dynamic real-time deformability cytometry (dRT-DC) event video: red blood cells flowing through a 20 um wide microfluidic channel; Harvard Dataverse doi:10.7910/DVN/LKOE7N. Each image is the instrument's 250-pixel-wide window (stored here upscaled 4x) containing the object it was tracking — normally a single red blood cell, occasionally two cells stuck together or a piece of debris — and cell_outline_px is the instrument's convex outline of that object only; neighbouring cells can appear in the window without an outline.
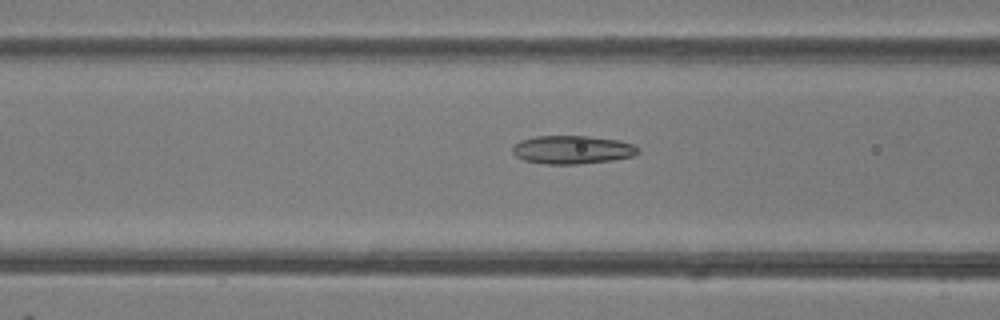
{"species": "common noctule bat (a hibernating species)", "species_latin": "Nyctalus noctula", "temperature_condition": "room temperature", "stored_images_in_passage": 39, "camera_frame_rate_fps": 3000, "um_per_image_px": 0.085, "animal": {"sex": "female"}, "frame": {"image": 1, "passage_image": 10, "time_ms": 3.0, "image_size_px": [1000, 320], "cell_outline_px": [[640, 152], [632, 156], [612, 160], [580, 164], [544, 164], [524, 160], [516, 156], [512, 152], [512, 148], [520, 140], [536, 136], [588, 136], [620, 140], [632, 144]], "centroid_in_image_um": [48.63, 12.72], "position_along_channel_um": 118.0, "area_um2": 20.69}}
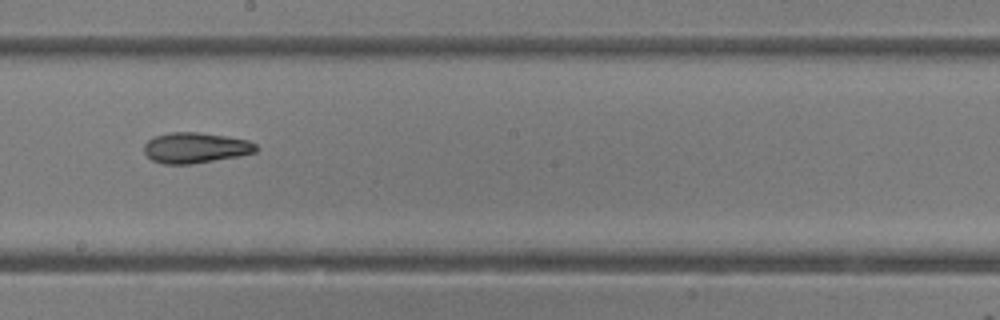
{"frame": {"image": 2, "passage_image": 18, "time_ms": 5.667, "image_size_px": [1000, 320], "cell_outline_px": [[256, 152], [240, 156], [192, 164], [164, 164], [152, 160], [144, 152], [144, 144], [148, 140], [156, 136], [172, 132], [196, 132], [224, 136], [248, 140], [256, 144]], "centroid_in_image_um": [16.61, 12.57], "position_along_channel_um": 231.6, "area_um2": 19.83}}
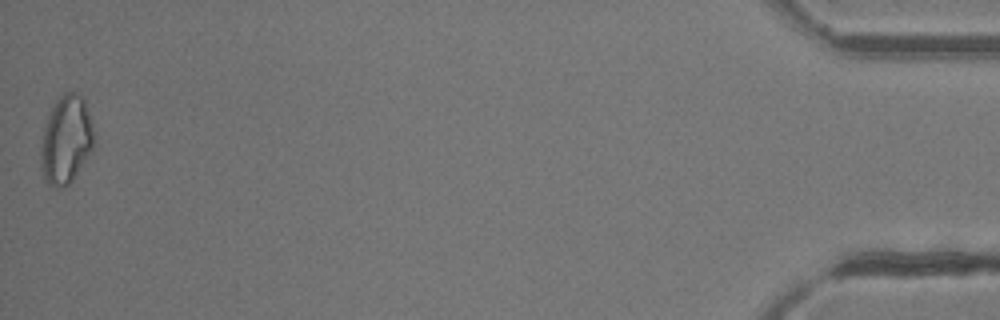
{"frame": {"image": 3, "passage_image": 39, "time_ms": 12.667, "image_size_px": [1000, 320], "cell_outline_px": [[96, 132], [92, 148], [72, 180], [68, 184], [60, 188], [56, 188], [48, 184], [44, 180], [40, 168], [40, 152], [44, 128], [48, 116], [52, 108], [60, 96], [64, 92], [76, 92], [84, 100]], "centroid_in_image_um": [5.61, 11.89], "position_along_channel_um": 429.6, "area_um2": 27.22}, "authors_computed_cell_mechanics": {"area_um2": 20.6924, "velocity_mm_per_s": 4.2631, "shape_relaxation_time_tau1_ms": 9.6818, "shape_relaxation_time_tau2_ms": 3.5254, "deformation_change_tau1": 0.1726, "deformation_change_tau2": 0.1057}}